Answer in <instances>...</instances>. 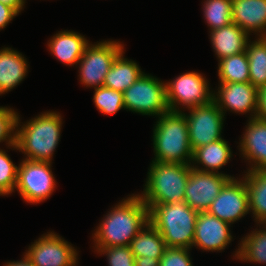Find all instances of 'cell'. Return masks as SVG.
Masks as SVG:
<instances>
[{
    "label": "cell",
    "instance_id": "obj_1",
    "mask_svg": "<svg viewBox=\"0 0 266 266\" xmlns=\"http://www.w3.org/2000/svg\"><path fill=\"white\" fill-rule=\"evenodd\" d=\"M97 226L95 247L130 246L131 241L149 222V209L139 194L123 199Z\"/></svg>",
    "mask_w": 266,
    "mask_h": 266
},
{
    "label": "cell",
    "instance_id": "obj_2",
    "mask_svg": "<svg viewBox=\"0 0 266 266\" xmlns=\"http://www.w3.org/2000/svg\"><path fill=\"white\" fill-rule=\"evenodd\" d=\"M19 125L18 116L16 145L19 152L21 151L27 160L51 163L61 135V115L48 111L30 119L26 124Z\"/></svg>",
    "mask_w": 266,
    "mask_h": 266
},
{
    "label": "cell",
    "instance_id": "obj_3",
    "mask_svg": "<svg viewBox=\"0 0 266 266\" xmlns=\"http://www.w3.org/2000/svg\"><path fill=\"white\" fill-rule=\"evenodd\" d=\"M158 118L153 129V161L191 164L193 151L185 115L168 111Z\"/></svg>",
    "mask_w": 266,
    "mask_h": 266
},
{
    "label": "cell",
    "instance_id": "obj_4",
    "mask_svg": "<svg viewBox=\"0 0 266 266\" xmlns=\"http://www.w3.org/2000/svg\"><path fill=\"white\" fill-rule=\"evenodd\" d=\"M149 222L162 235L166 247L191 249L198 213L185 202L151 205Z\"/></svg>",
    "mask_w": 266,
    "mask_h": 266
},
{
    "label": "cell",
    "instance_id": "obj_5",
    "mask_svg": "<svg viewBox=\"0 0 266 266\" xmlns=\"http://www.w3.org/2000/svg\"><path fill=\"white\" fill-rule=\"evenodd\" d=\"M191 164L152 161L143 193L139 196L151 205L184 202Z\"/></svg>",
    "mask_w": 266,
    "mask_h": 266
},
{
    "label": "cell",
    "instance_id": "obj_6",
    "mask_svg": "<svg viewBox=\"0 0 266 266\" xmlns=\"http://www.w3.org/2000/svg\"><path fill=\"white\" fill-rule=\"evenodd\" d=\"M124 109L142 115L158 116L169 110L166 85L155 76L143 73L123 92Z\"/></svg>",
    "mask_w": 266,
    "mask_h": 266
},
{
    "label": "cell",
    "instance_id": "obj_7",
    "mask_svg": "<svg viewBox=\"0 0 266 266\" xmlns=\"http://www.w3.org/2000/svg\"><path fill=\"white\" fill-rule=\"evenodd\" d=\"M17 169V191L28 203H40L48 199L56 188L50 162L22 159Z\"/></svg>",
    "mask_w": 266,
    "mask_h": 266
},
{
    "label": "cell",
    "instance_id": "obj_8",
    "mask_svg": "<svg viewBox=\"0 0 266 266\" xmlns=\"http://www.w3.org/2000/svg\"><path fill=\"white\" fill-rule=\"evenodd\" d=\"M124 51V45L119 41H102L89 43L79 60V78L81 84L94 89L103 86L105 75L116 59Z\"/></svg>",
    "mask_w": 266,
    "mask_h": 266
},
{
    "label": "cell",
    "instance_id": "obj_9",
    "mask_svg": "<svg viewBox=\"0 0 266 266\" xmlns=\"http://www.w3.org/2000/svg\"><path fill=\"white\" fill-rule=\"evenodd\" d=\"M207 81L201 73L192 71L165 83L169 110L182 112L179 110L181 105L191 109L210 103L213 100V91H210Z\"/></svg>",
    "mask_w": 266,
    "mask_h": 266
},
{
    "label": "cell",
    "instance_id": "obj_10",
    "mask_svg": "<svg viewBox=\"0 0 266 266\" xmlns=\"http://www.w3.org/2000/svg\"><path fill=\"white\" fill-rule=\"evenodd\" d=\"M184 113L188 125L189 141L192 151L201 146L223 139L221 136L224 114L212 100L205 105L188 109Z\"/></svg>",
    "mask_w": 266,
    "mask_h": 266
},
{
    "label": "cell",
    "instance_id": "obj_11",
    "mask_svg": "<svg viewBox=\"0 0 266 266\" xmlns=\"http://www.w3.org/2000/svg\"><path fill=\"white\" fill-rule=\"evenodd\" d=\"M25 255L35 266H76V249L54 232L38 238Z\"/></svg>",
    "mask_w": 266,
    "mask_h": 266
},
{
    "label": "cell",
    "instance_id": "obj_12",
    "mask_svg": "<svg viewBox=\"0 0 266 266\" xmlns=\"http://www.w3.org/2000/svg\"><path fill=\"white\" fill-rule=\"evenodd\" d=\"M230 175L199 171L191 167L185 188L184 202L197 212H207Z\"/></svg>",
    "mask_w": 266,
    "mask_h": 266
},
{
    "label": "cell",
    "instance_id": "obj_13",
    "mask_svg": "<svg viewBox=\"0 0 266 266\" xmlns=\"http://www.w3.org/2000/svg\"><path fill=\"white\" fill-rule=\"evenodd\" d=\"M207 212L229 224L247 215L249 202L244 180L230 178L221 188Z\"/></svg>",
    "mask_w": 266,
    "mask_h": 266
},
{
    "label": "cell",
    "instance_id": "obj_14",
    "mask_svg": "<svg viewBox=\"0 0 266 266\" xmlns=\"http://www.w3.org/2000/svg\"><path fill=\"white\" fill-rule=\"evenodd\" d=\"M217 90L213 93V101L224 116L226 110L243 114L251 111L250 118H255L257 88L250 82L220 83Z\"/></svg>",
    "mask_w": 266,
    "mask_h": 266
},
{
    "label": "cell",
    "instance_id": "obj_15",
    "mask_svg": "<svg viewBox=\"0 0 266 266\" xmlns=\"http://www.w3.org/2000/svg\"><path fill=\"white\" fill-rule=\"evenodd\" d=\"M230 226L208 212H199L192 247L204 251H223L233 238Z\"/></svg>",
    "mask_w": 266,
    "mask_h": 266
},
{
    "label": "cell",
    "instance_id": "obj_16",
    "mask_svg": "<svg viewBox=\"0 0 266 266\" xmlns=\"http://www.w3.org/2000/svg\"><path fill=\"white\" fill-rule=\"evenodd\" d=\"M239 147L242 157L251 163L248 171L266 170V121L249 118Z\"/></svg>",
    "mask_w": 266,
    "mask_h": 266
},
{
    "label": "cell",
    "instance_id": "obj_17",
    "mask_svg": "<svg viewBox=\"0 0 266 266\" xmlns=\"http://www.w3.org/2000/svg\"><path fill=\"white\" fill-rule=\"evenodd\" d=\"M232 23L248 35L252 32L265 37L266 0H232Z\"/></svg>",
    "mask_w": 266,
    "mask_h": 266
},
{
    "label": "cell",
    "instance_id": "obj_18",
    "mask_svg": "<svg viewBox=\"0 0 266 266\" xmlns=\"http://www.w3.org/2000/svg\"><path fill=\"white\" fill-rule=\"evenodd\" d=\"M89 41L74 31H59L49 41L50 52L65 65H77Z\"/></svg>",
    "mask_w": 266,
    "mask_h": 266
},
{
    "label": "cell",
    "instance_id": "obj_19",
    "mask_svg": "<svg viewBox=\"0 0 266 266\" xmlns=\"http://www.w3.org/2000/svg\"><path fill=\"white\" fill-rule=\"evenodd\" d=\"M211 44L217 59L246 52L249 35L238 25L231 23L210 31Z\"/></svg>",
    "mask_w": 266,
    "mask_h": 266
},
{
    "label": "cell",
    "instance_id": "obj_20",
    "mask_svg": "<svg viewBox=\"0 0 266 266\" xmlns=\"http://www.w3.org/2000/svg\"><path fill=\"white\" fill-rule=\"evenodd\" d=\"M28 64L25 57L9 47L0 50V95L11 91L25 78Z\"/></svg>",
    "mask_w": 266,
    "mask_h": 266
},
{
    "label": "cell",
    "instance_id": "obj_21",
    "mask_svg": "<svg viewBox=\"0 0 266 266\" xmlns=\"http://www.w3.org/2000/svg\"><path fill=\"white\" fill-rule=\"evenodd\" d=\"M232 153L225 139L211 142L193 151V165L191 164V167L199 171L219 173L218 170L228 163L232 157ZM194 163L201 164L203 169L197 165L194 166Z\"/></svg>",
    "mask_w": 266,
    "mask_h": 266
},
{
    "label": "cell",
    "instance_id": "obj_22",
    "mask_svg": "<svg viewBox=\"0 0 266 266\" xmlns=\"http://www.w3.org/2000/svg\"><path fill=\"white\" fill-rule=\"evenodd\" d=\"M243 180L248 192L249 211L255 222L266 224V170L248 171Z\"/></svg>",
    "mask_w": 266,
    "mask_h": 266
},
{
    "label": "cell",
    "instance_id": "obj_23",
    "mask_svg": "<svg viewBox=\"0 0 266 266\" xmlns=\"http://www.w3.org/2000/svg\"><path fill=\"white\" fill-rule=\"evenodd\" d=\"M124 53L122 51L113 61L103 83L104 87L122 93L144 73L136 62L125 58Z\"/></svg>",
    "mask_w": 266,
    "mask_h": 266
},
{
    "label": "cell",
    "instance_id": "obj_24",
    "mask_svg": "<svg viewBox=\"0 0 266 266\" xmlns=\"http://www.w3.org/2000/svg\"><path fill=\"white\" fill-rule=\"evenodd\" d=\"M134 257L161 258L166 248L162 235L148 222L133 238L130 244Z\"/></svg>",
    "mask_w": 266,
    "mask_h": 266
},
{
    "label": "cell",
    "instance_id": "obj_25",
    "mask_svg": "<svg viewBox=\"0 0 266 266\" xmlns=\"http://www.w3.org/2000/svg\"><path fill=\"white\" fill-rule=\"evenodd\" d=\"M263 225L262 229L256 228L241 239L240 246L233 255L235 258L247 263L266 264V224Z\"/></svg>",
    "mask_w": 266,
    "mask_h": 266
},
{
    "label": "cell",
    "instance_id": "obj_26",
    "mask_svg": "<svg viewBox=\"0 0 266 266\" xmlns=\"http://www.w3.org/2000/svg\"><path fill=\"white\" fill-rule=\"evenodd\" d=\"M246 54L249 61V82L258 89L266 85V36L248 41Z\"/></svg>",
    "mask_w": 266,
    "mask_h": 266
},
{
    "label": "cell",
    "instance_id": "obj_27",
    "mask_svg": "<svg viewBox=\"0 0 266 266\" xmlns=\"http://www.w3.org/2000/svg\"><path fill=\"white\" fill-rule=\"evenodd\" d=\"M218 76L220 83L249 82V61L246 52L219 60Z\"/></svg>",
    "mask_w": 266,
    "mask_h": 266
},
{
    "label": "cell",
    "instance_id": "obj_28",
    "mask_svg": "<svg viewBox=\"0 0 266 266\" xmlns=\"http://www.w3.org/2000/svg\"><path fill=\"white\" fill-rule=\"evenodd\" d=\"M202 5L210 31L232 23V0H206Z\"/></svg>",
    "mask_w": 266,
    "mask_h": 266
},
{
    "label": "cell",
    "instance_id": "obj_29",
    "mask_svg": "<svg viewBox=\"0 0 266 266\" xmlns=\"http://www.w3.org/2000/svg\"><path fill=\"white\" fill-rule=\"evenodd\" d=\"M93 100L102 114L112 115L124 108L123 93L104 86L94 89Z\"/></svg>",
    "mask_w": 266,
    "mask_h": 266
},
{
    "label": "cell",
    "instance_id": "obj_30",
    "mask_svg": "<svg viewBox=\"0 0 266 266\" xmlns=\"http://www.w3.org/2000/svg\"><path fill=\"white\" fill-rule=\"evenodd\" d=\"M18 113L12 108L0 106V142L6 141L8 148L17 149L16 133Z\"/></svg>",
    "mask_w": 266,
    "mask_h": 266
},
{
    "label": "cell",
    "instance_id": "obj_31",
    "mask_svg": "<svg viewBox=\"0 0 266 266\" xmlns=\"http://www.w3.org/2000/svg\"><path fill=\"white\" fill-rule=\"evenodd\" d=\"M18 166L13 164L5 150L0 149V196L14 192Z\"/></svg>",
    "mask_w": 266,
    "mask_h": 266
},
{
    "label": "cell",
    "instance_id": "obj_32",
    "mask_svg": "<svg viewBox=\"0 0 266 266\" xmlns=\"http://www.w3.org/2000/svg\"><path fill=\"white\" fill-rule=\"evenodd\" d=\"M95 250L107 256L109 266H135L130 246L95 247Z\"/></svg>",
    "mask_w": 266,
    "mask_h": 266
},
{
    "label": "cell",
    "instance_id": "obj_33",
    "mask_svg": "<svg viewBox=\"0 0 266 266\" xmlns=\"http://www.w3.org/2000/svg\"><path fill=\"white\" fill-rule=\"evenodd\" d=\"M190 249L166 247L159 266H193Z\"/></svg>",
    "mask_w": 266,
    "mask_h": 266
},
{
    "label": "cell",
    "instance_id": "obj_34",
    "mask_svg": "<svg viewBox=\"0 0 266 266\" xmlns=\"http://www.w3.org/2000/svg\"><path fill=\"white\" fill-rule=\"evenodd\" d=\"M255 118L266 121V85L257 89Z\"/></svg>",
    "mask_w": 266,
    "mask_h": 266
},
{
    "label": "cell",
    "instance_id": "obj_35",
    "mask_svg": "<svg viewBox=\"0 0 266 266\" xmlns=\"http://www.w3.org/2000/svg\"><path fill=\"white\" fill-rule=\"evenodd\" d=\"M17 15L19 13L13 7L0 3V30L4 29Z\"/></svg>",
    "mask_w": 266,
    "mask_h": 266
},
{
    "label": "cell",
    "instance_id": "obj_36",
    "mask_svg": "<svg viewBox=\"0 0 266 266\" xmlns=\"http://www.w3.org/2000/svg\"><path fill=\"white\" fill-rule=\"evenodd\" d=\"M161 258L135 257V266H159Z\"/></svg>",
    "mask_w": 266,
    "mask_h": 266
},
{
    "label": "cell",
    "instance_id": "obj_37",
    "mask_svg": "<svg viewBox=\"0 0 266 266\" xmlns=\"http://www.w3.org/2000/svg\"><path fill=\"white\" fill-rule=\"evenodd\" d=\"M26 0H0V3H4L13 7L18 13L23 9Z\"/></svg>",
    "mask_w": 266,
    "mask_h": 266
},
{
    "label": "cell",
    "instance_id": "obj_38",
    "mask_svg": "<svg viewBox=\"0 0 266 266\" xmlns=\"http://www.w3.org/2000/svg\"><path fill=\"white\" fill-rule=\"evenodd\" d=\"M4 266H35L29 258L24 254V257L20 261L7 262Z\"/></svg>",
    "mask_w": 266,
    "mask_h": 266
}]
</instances>
